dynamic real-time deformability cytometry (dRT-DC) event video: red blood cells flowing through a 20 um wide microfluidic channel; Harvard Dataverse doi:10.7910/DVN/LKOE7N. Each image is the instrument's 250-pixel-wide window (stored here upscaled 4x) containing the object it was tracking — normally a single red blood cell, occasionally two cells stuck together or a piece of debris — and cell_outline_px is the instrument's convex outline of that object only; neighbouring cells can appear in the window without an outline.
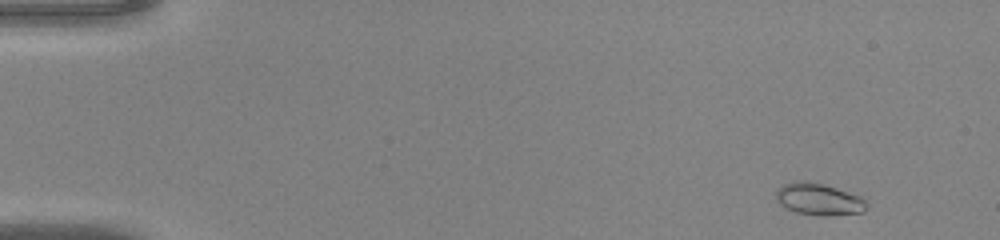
{"species": "common noctule bat (a hibernating species)", "species_latin": "Nyctalus noctula", "temperature_condition": "warm", "stored_images_in_passage": 45, "camera_frame_rate_fps": 3000, "um_per_image_px": 0.085, "animal": {"sex": "male", "body_mass_g": 20.0, "forearm_length_mm": 53.3}, "frame": {"image": 1, "passage_image": 2, "time_ms": 0.333, "image_size_px": [1000, 240], "cell_outline_px": [[868, 204], [864, 212], [828, 216], [820, 216], [796, 212], [784, 208], [776, 200], [776, 192], [784, 184], [796, 180], [808, 180], [836, 188], [860, 196]], "centroid_in_image_um": [69.58, 16.94], "position_along_channel_um": 15.4, "area_um2": 16.94}}
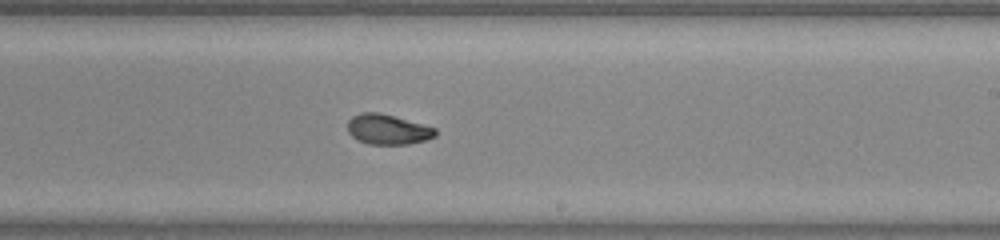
{"frame": {"image": 2, "passage_image": 27, "time_ms": 8.667, "image_size_px": [1000, 240], "cell_outline_px": [[436, 136], [424, 140], [408, 144], [368, 144], [356, 140], [348, 132], [348, 120], [352, 116], [360, 112], [376, 112], [392, 116], [436, 128]], "centroid_in_image_um": [32.91, 11.0], "position_along_channel_um": 256.1, "area_um2": 15.26}}
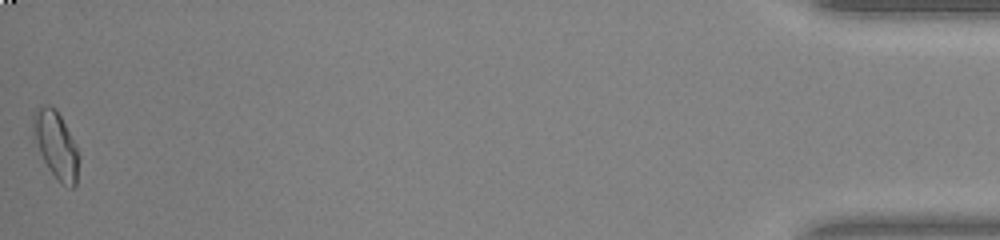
{"frame": {"image": 3, "passage_image": 45, "time_ms": 14.667, "image_size_px": [1000, 240], "cell_outline_px": [[80, 156], [76, 184], [72, 188], [60, 184], [48, 168], [32, 140], [32, 112], [40, 104], [48, 104], [56, 108]], "centroid_in_image_um": [4.7, 12.3], "position_along_channel_um": 430.5, "area_um2": 18.21}}